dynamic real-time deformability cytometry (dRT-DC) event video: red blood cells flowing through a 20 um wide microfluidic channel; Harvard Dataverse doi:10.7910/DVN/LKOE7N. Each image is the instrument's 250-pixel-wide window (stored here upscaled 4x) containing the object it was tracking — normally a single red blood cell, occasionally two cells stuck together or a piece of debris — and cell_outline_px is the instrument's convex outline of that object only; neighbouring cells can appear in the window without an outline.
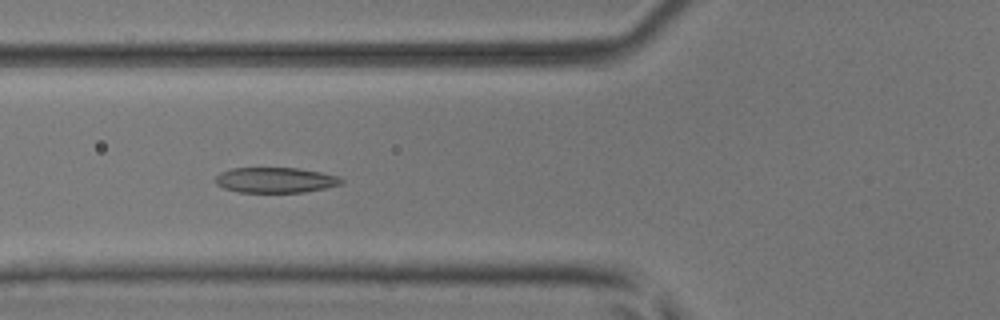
{"species": "common noctule bat (a hibernating species)", "species_latin": "Nyctalus noctula", "temperature_condition": "room temperature", "stored_images_in_passage": 8, "camera_frame_rate_fps": 3000, "um_per_image_px": 0.085, "animal": {"sex": "male", "body_mass_g": 17.9, "forearm_length_mm": 54.2}, "frame": {"image": 1, "passage_image": 5, "time_ms": 1.333, "image_size_px": [1000, 320], "cell_outline_px": [[344, 184], [304, 192], [240, 192], [224, 188], [216, 184], [216, 176], [220, 172], [232, 168], [300, 168], [320, 172], [336, 176], [344, 180]], "centroid_in_image_um": [23.42, 15.3], "position_along_channel_um": 102.4, "area_um2": 18.55}}
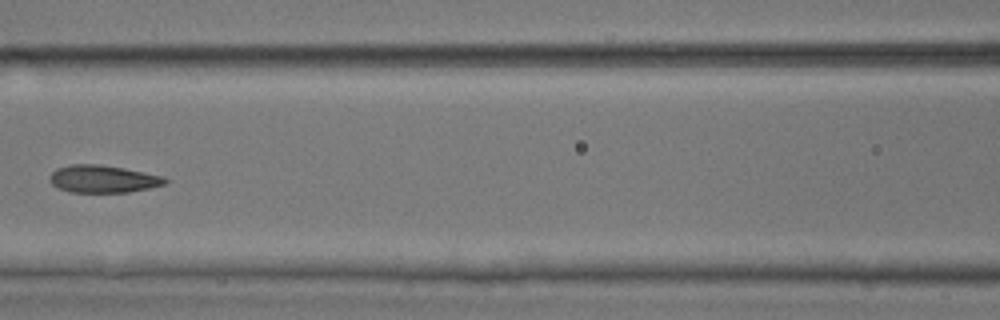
{"frame": {"image": 2, "passage_image": 6, "time_ms": 1.667, "image_size_px": [1000, 320], "cell_outline_px": [[168, 180], [164, 184], [148, 188], [128, 192], [68, 192], [52, 184], [48, 180], [52, 172], [56, 168], [72, 164], [96, 164], [124, 168], [164, 176]], "centroid_in_image_um": [8.73, 15.2], "position_along_channel_um": 157.9, "area_um2": 18.38}}